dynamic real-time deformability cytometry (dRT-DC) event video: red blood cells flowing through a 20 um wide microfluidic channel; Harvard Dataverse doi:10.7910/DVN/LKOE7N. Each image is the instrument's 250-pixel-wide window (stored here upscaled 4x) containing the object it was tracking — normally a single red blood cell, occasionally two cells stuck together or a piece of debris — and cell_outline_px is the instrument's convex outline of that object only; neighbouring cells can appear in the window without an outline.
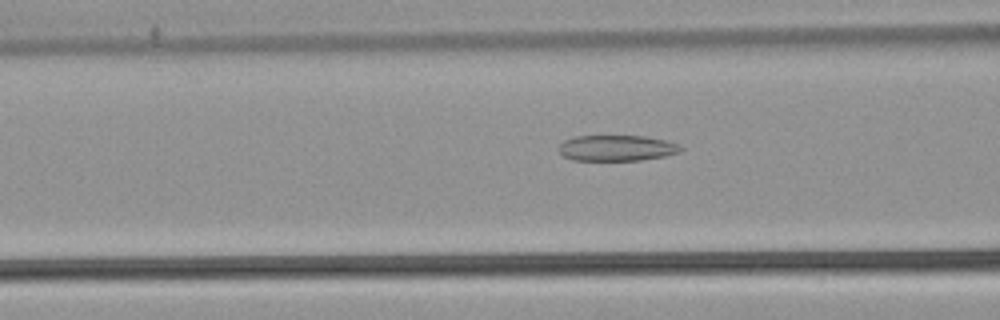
{"species": "common noctule bat (a hibernating species)", "species_latin": "Nyctalus noctula", "temperature_condition": "warm", "stored_images_in_passage": 40, "camera_frame_rate_fps": 3000, "um_per_image_px": 0.085, "animal": {"sex": "male", "body_mass_g": 21.5, "forearm_length_mm": 52.0}, "frame": {"image": 1, "passage_image": 7, "time_ms": 2.0, "image_size_px": [1000, 320], "cell_outline_px": [[684, 148], [680, 152], [664, 156], [640, 160], [572, 160], [564, 156], [560, 152], [560, 144], [564, 140], [572, 136], [648, 136], [668, 140]], "centroid_in_image_um": [52.44, 12.57], "position_along_channel_um": 114.2, "area_um2": 18.38}}
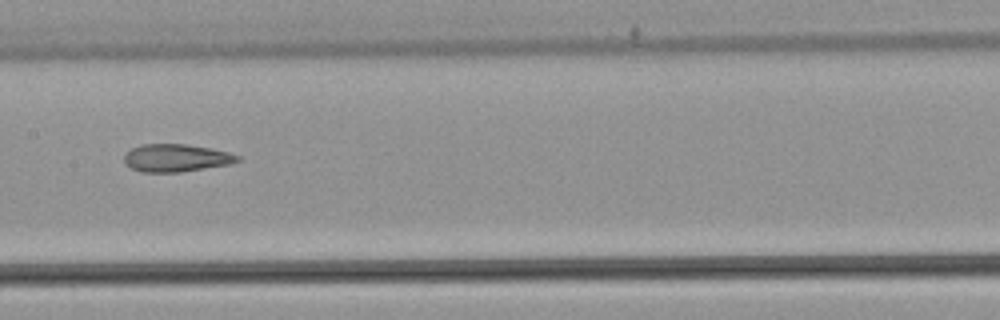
{"frame": {"image": 2, "passage_image": 13, "time_ms": 4.0, "image_size_px": [1000, 320], "cell_outline_px": [[240, 160], [228, 164], [180, 172], [144, 172], [132, 168], [124, 160], [124, 156], [132, 148], [140, 144], [188, 144], [212, 148], [228, 152], [240, 156]], "centroid_in_image_um": [14.99, 13.41], "position_along_channel_um": 192.4, "area_um2": 18.09}}
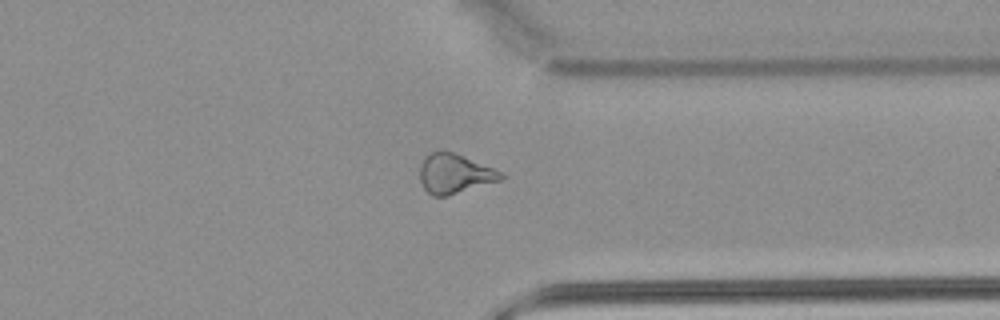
{"frame": {"image": 3, "passage_image": 27, "time_ms": 8.667, "image_size_px": [1000, 320], "cell_outline_px": [[504, 180], [448, 196], [432, 196], [424, 188], [420, 180], [420, 164], [432, 152], [452, 152], [464, 156], [504, 172]], "centroid_in_image_um": [38.7, 14.8], "position_along_channel_um": 372.7, "area_um2": 18.73}}